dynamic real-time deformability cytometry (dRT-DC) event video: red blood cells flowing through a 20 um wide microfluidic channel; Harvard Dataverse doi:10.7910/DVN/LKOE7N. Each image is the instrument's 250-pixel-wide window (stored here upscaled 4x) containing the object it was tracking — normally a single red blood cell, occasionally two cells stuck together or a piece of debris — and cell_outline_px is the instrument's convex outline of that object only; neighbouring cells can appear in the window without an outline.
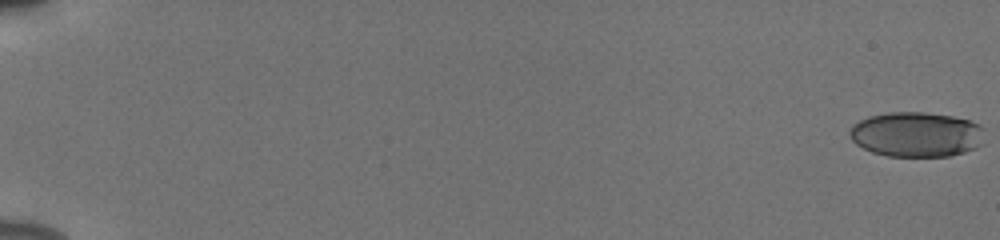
{"species": "human", "species_latin": "Homo sapiens", "temperature_condition": "cold", "stored_images_in_passage": 55, "camera_frame_rate_fps": 3000, "um_per_image_px": 0.085, "donor": {"sex": "male"}, "frame": {"image": 1, "passage_image": 1, "time_ms": 0.0, "image_size_px": [1000, 240], "cell_outline_px": [[984, 128], [980, 144], [976, 148], [964, 152], [948, 156], [888, 156], [872, 152], [856, 144], [848, 136], [848, 132], [852, 124], [868, 116], [888, 112], [924, 112], [952, 116], [968, 120], [980, 124]], "centroid_in_image_um": [77.86, 11.42], "position_along_channel_um": 7.1, "area_um2": 35.49}}
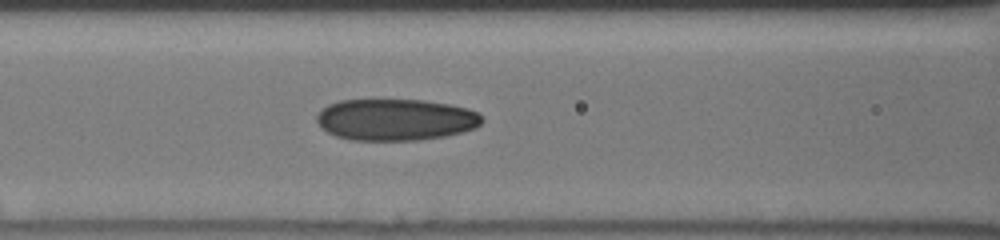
{"frame": {"image": 2, "passage_image": 27, "time_ms": 8.667, "image_size_px": [1000, 240], "cell_outline_px": [[484, 120], [476, 128], [444, 136], [416, 140], [352, 140], [336, 136], [320, 128], [316, 120], [316, 116], [328, 104], [340, 100], [424, 100], [448, 104], [468, 108], [476, 112]], "centroid_in_image_um": [33.61, 10.17], "position_along_channel_um": 133.0, "area_um2": 40.0}}
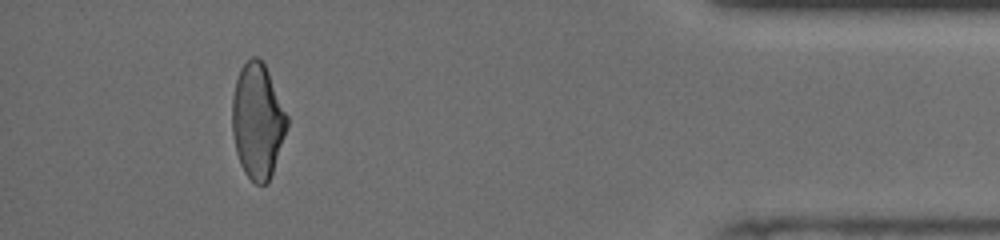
{"frame": {"image": 3, "passage_image": 52, "time_ms": 17.0, "image_size_px": [1000, 240], "cell_outline_px": [[288, 124], [272, 172], [268, 180], [264, 184], [256, 184], [244, 172], [240, 164], [236, 152], [232, 132], [232, 96], [236, 80], [240, 68], [252, 56], [256, 56], [264, 64], [268, 72], [288, 116]], "centroid_in_image_um": [21.87, 10.27], "position_along_channel_um": 413.3, "area_um2": 36.36}}